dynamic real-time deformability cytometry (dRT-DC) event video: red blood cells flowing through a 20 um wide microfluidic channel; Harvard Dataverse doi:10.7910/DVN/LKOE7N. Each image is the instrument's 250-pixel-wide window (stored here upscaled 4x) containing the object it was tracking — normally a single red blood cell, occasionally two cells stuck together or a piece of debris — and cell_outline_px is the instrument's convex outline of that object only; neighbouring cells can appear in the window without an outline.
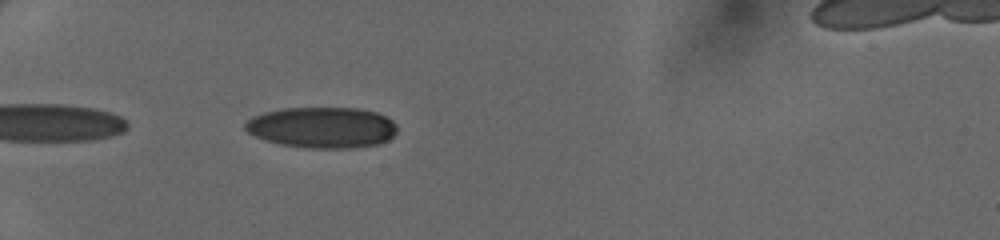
{"species": "human", "species_latin": "Homo sapiens", "temperature_condition": "cold", "stored_images_in_passage": 34, "camera_frame_rate_fps": 3000, "um_per_image_px": 0.085, "donor": {"sex": "female"}, "frame": {"image": 1, "passage_image": 2, "time_ms": 0.333, "image_size_px": [1000, 240], "cell_outline_px": [[396, 132], [388, 140], [376, 144], [356, 148], [308, 148], [280, 144], [256, 136], [248, 132], [244, 128], [244, 124], [252, 116], [264, 112], [284, 108], [356, 108], [376, 112], [392, 120], [396, 124]], "centroid_in_image_um": [27.38, 10.83], "position_along_channel_um": 57.6, "area_um2": 36.18}}
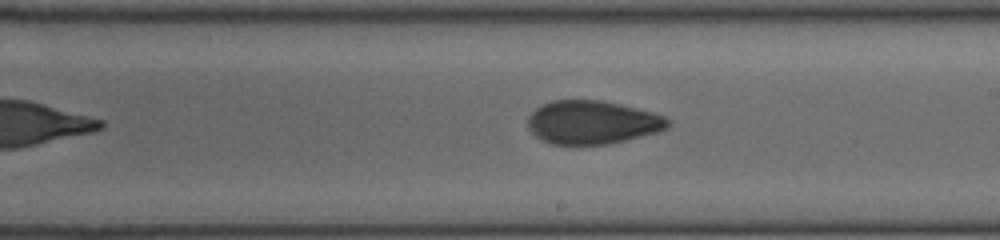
{"frame": {"image": 2, "passage_image": 16, "time_ms": 5.0, "image_size_px": [1000, 240], "cell_outline_px": [[668, 128], [656, 132], [608, 144], [552, 144], [536, 136], [528, 128], [528, 116], [536, 108], [552, 100], [604, 100], [652, 112], [664, 116], [668, 120]], "centroid_in_image_um": [50.32, 10.39], "position_along_channel_um": 238.7, "area_um2": 35.08}}
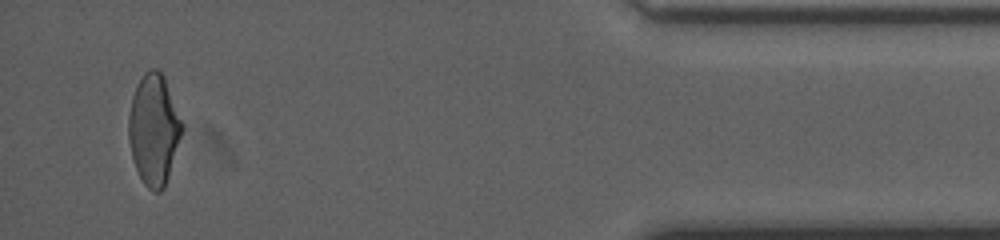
{"frame": {"image": 3, "passage_image": 32, "time_ms": 10.333, "image_size_px": [1000, 240], "cell_outline_px": [[184, 128], [164, 188], [160, 192], [152, 192], [144, 184], [136, 168], [132, 156], [128, 140], [128, 116], [132, 96], [144, 72], [152, 68], [156, 68], [164, 76], [184, 124]], "centroid_in_image_um": [13.08, 11.01], "position_along_channel_um": 422.1, "area_um2": 34.45}}